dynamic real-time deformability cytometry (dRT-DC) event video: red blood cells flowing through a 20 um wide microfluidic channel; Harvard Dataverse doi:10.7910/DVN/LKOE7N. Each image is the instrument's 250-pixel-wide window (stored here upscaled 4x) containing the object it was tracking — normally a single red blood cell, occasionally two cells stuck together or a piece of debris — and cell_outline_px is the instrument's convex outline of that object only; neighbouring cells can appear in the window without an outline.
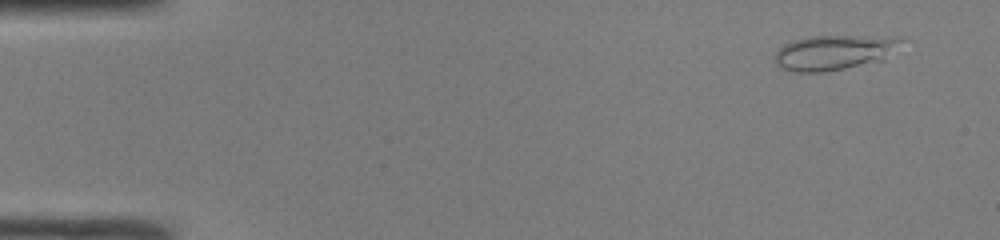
{"species": "common noctule bat (a hibernating species)", "species_latin": "Nyctalus noctula", "temperature_condition": "room temperature", "stored_images_in_passage": 12, "camera_frame_rate_fps": 3000, "um_per_image_px": 0.085, "animal": {"sex": "male", "body_mass_g": 19.0, "forearm_length_mm": 50.8}, "frame": {"image": 1, "passage_image": 4, "time_ms": 1.0, "image_size_px": [1000, 240], "cell_outline_px": [[908, 40], [884, 60], [824, 72], [796, 72], [780, 68], [776, 64], [776, 52], [784, 44], [792, 40], [808, 36], [904, 36]], "centroid_in_image_um": [70.99, 4.43], "position_along_channel_um": 14.0, "area_um2": 26.18}}